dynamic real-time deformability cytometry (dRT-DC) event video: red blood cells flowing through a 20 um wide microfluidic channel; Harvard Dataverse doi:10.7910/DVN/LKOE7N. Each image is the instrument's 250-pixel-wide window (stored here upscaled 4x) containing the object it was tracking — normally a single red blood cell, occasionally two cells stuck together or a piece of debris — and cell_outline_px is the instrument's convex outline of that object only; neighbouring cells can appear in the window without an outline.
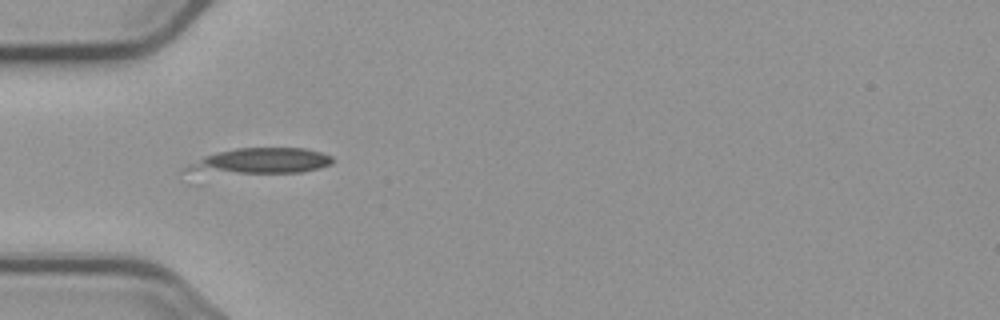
{"species": "common noctule bat (a hibernating species)", "species_latin": "Nyctalus noctula", "temperature_condition": "cold", "stored_images_in_passage": 11, "camera_frame_rate_fps": 3000, "um_per_image_px": 0.085, "animal": {"sex": "male", "body_mass_g": 23.1, "forearm_length_mm": 52.7}, "frame": {"image": 1, "passage_image": 6, "time_ms": 6.667, "image_size_px": [1000, 320], "cell_outline_px": [[332, 164], [320, 168], [300, 172], [204, 184], [188, 184], [180, 168], [204, 156], [236, 148], [304, 148], [320, 152], [332, 156]], "centroid_in_image_um": [21.48, 13.96], "position_along_channel_um": 63.5, "area_um2": 27.22}}
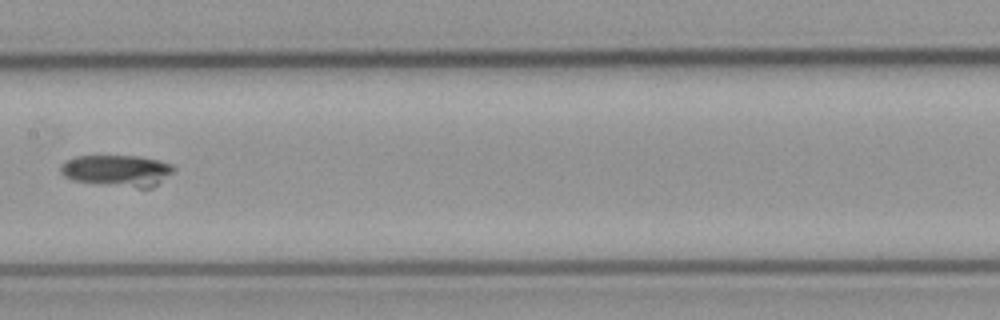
{"frame": {"image": 2, "passage_image": 9, "time_ms": 10.333, "image_size_px": [1000, 320], "cell_outline_px": [[176, 168], [172, 172], [152, 188], [136, 188], [76, 180], [64, 176], [60, 172], [60, 168], [68, 160], [76, 156], [136, 156], [160, 160], [172, 164]], "centroid_in_image_um": [10.01, 14.49], "position_along_channel_um": 197.4, "area_um2": 20.4}}
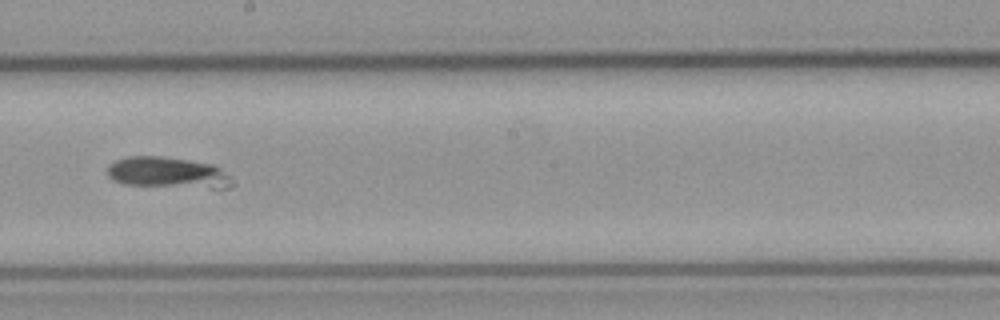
{"frame": {"image": 3, "passage_image": 10, "time_ms": 11.333, "image_size_px": [1000, 320], "cell_outline_px": [[236, 184], [232, 188], [212, 188], [124, 184], [112, 180], [108, 176], [108, 168], [116, 160], [128, 156], [160, 156], [188, 160], [212, 164], [232, 176]], "centroid_in_image_um": [14.33, 14.69], "position_along_channel_um": 233.9, "area_um2": 22.66}}